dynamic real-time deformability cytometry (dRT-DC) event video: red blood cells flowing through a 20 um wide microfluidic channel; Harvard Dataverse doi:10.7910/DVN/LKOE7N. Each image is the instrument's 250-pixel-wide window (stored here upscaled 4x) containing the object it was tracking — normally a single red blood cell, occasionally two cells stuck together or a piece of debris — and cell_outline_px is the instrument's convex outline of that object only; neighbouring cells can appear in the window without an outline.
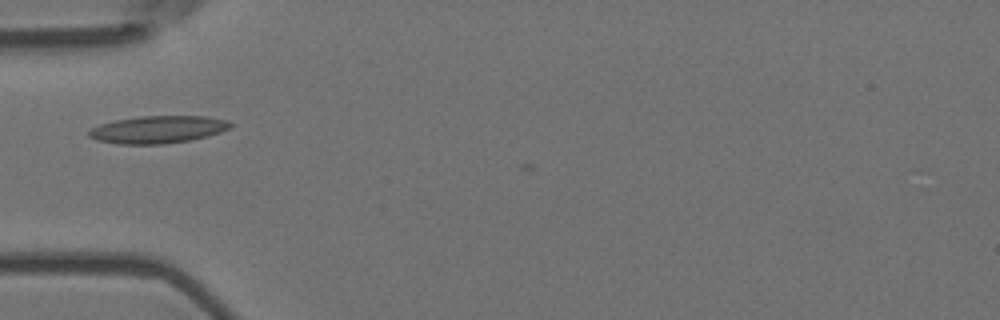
{"species": "Egyptian fruit bat (a non-hibernating species)", "species_latin": "Rousettus aegyptiacus", "temperature_condition": "room temperature", "stored_images_in_passage": 4, "camera_frame_rate_fps": 3000, "um_per_image_px": 0.085, "animal": {"sex": "female"}, "frame": {"image": 1, "passage_image": 3, "time_ms": 0.667, "image_size_px": [1000, 320], "cell_outline_px": [[232, 128], [208, 136], [188, 140], [164, 144], [116, 144], [96, 140], [88, 136], [88, 132], [92, 128], [100, 124], [116, 120], [140, 116], [208, 116], [228, 120], [232, 124]], "centroid_in_image_um": [13.44, 11.01], "position_along_channel_um": 71.6, "area_um2": 22.72}}